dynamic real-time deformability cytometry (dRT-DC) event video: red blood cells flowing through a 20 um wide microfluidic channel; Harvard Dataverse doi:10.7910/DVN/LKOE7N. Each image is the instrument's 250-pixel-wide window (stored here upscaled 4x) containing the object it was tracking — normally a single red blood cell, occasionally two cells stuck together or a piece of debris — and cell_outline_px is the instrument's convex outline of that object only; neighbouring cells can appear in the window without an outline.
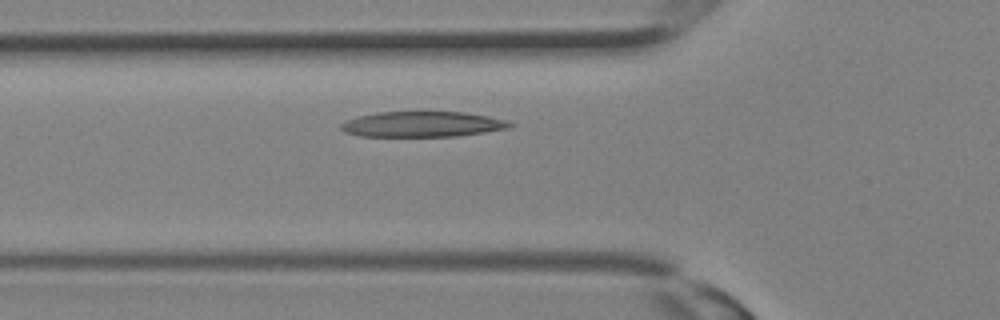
{"species": "Egyptian fruit bat (a non-hibernating species)", "species_latin": "Rousettus aegyptiacus", "temperature_condition": "room temperature", "stored_images_in_passage": 26, "camera_frame_rate_fps": 3000, "um_per_image_px": 0.085, "animal": {"sex": "female"}, "frame": {"image": 1, "passage_image": 7, "time_ms": 2.0, "image_size_px": [1000, 320], "cell_outline_px": [[516, 124], [508, 128], [484, 132], [456, 136], [360, 136], [344, 132], [340, 128], [340, 124], [348, 120], [360, 116], [376, 112], [464, 112], [488, 116], [508, 120]], "centroid_in_image_um": [35.93, 10.56], "position_along_channel_um": 89.9, "area_um2": 24.97}}
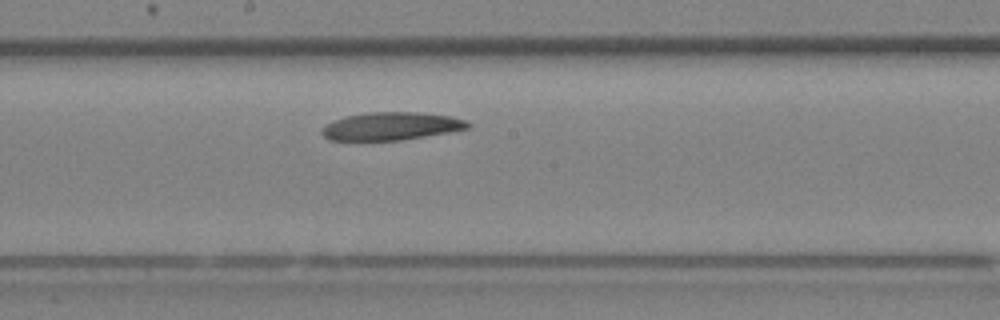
{"frame": {"image": 2, "passage_image": 13, "time_ms": 4.0, "image_size_px": [1000, 320], "cell_outline_px": [[472, 124], [468, 128], [448, 132], [400, 140], [328, 140], [320, 132], [320, 128], [332, 120], [344, 116], [368, 112], [416, 112], [448, 116], [464, 120]], "centroid_in_image_um": [33.17, 10.72], "position_along_channel_um": 215.0, "area_um2": 23.64}}
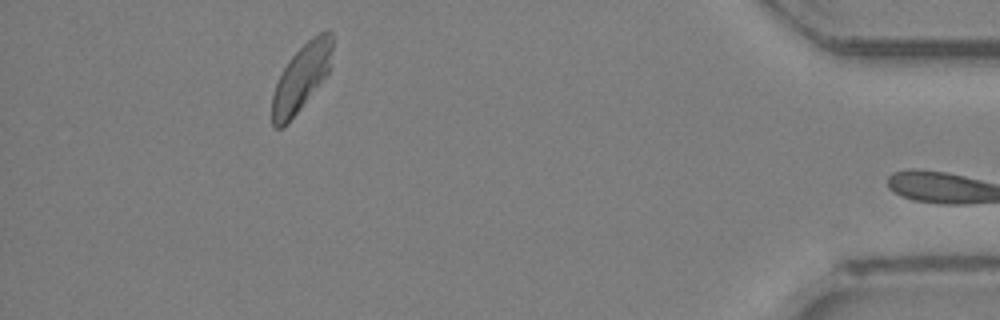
{"frame": {"image": 3, "passage_image": 25, "time_ms": 8.0, "image_size_px": [1000, 320], "cell_outline_px": [[332, 48], [328, 76], [284, 128], [272, 128], [272, 96], [276, 84], [288, 60], [312, 36], [328, 28], [332, 32]], "centroid_in_image_um": [25.63, 6.62], "position_along_channel_um": 409.6, "area_um2": 23.58}}